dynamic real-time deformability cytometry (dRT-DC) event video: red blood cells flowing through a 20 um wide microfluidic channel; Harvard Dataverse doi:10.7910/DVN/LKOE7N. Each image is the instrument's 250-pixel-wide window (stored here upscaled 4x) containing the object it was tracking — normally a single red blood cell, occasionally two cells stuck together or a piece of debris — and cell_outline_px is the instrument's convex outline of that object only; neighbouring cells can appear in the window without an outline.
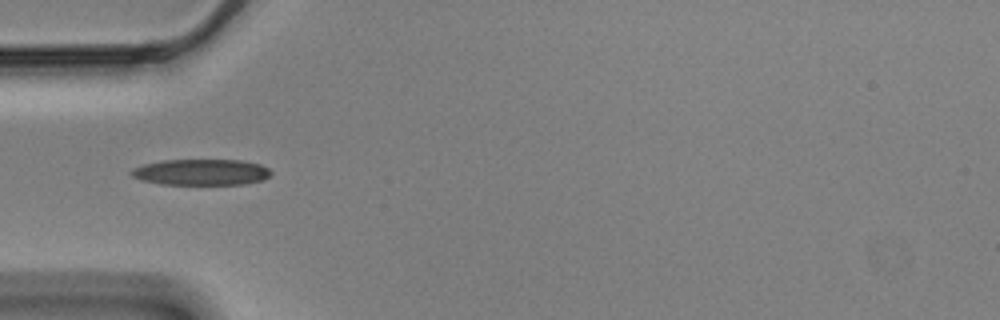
{"species": "Egyptian fruit bat (a non-hibernating species)", "species_latin": "Rousettus aegyptiacus", "temperature_condition": "cold", "stored_images_in_passage": 40, "camera_frame_rate_fps": 3000, "um_per_image_px": 0.085, "animal": {"sex": "male"}, "frame": {"image": 1, "passage_image": 1, "time_ms": 0.0, "image_size_px": [1000, 320], "cell_outline_px": [[272, 172], [264, 180], [244, 184], [160, 184], [140, 180], [132, 176], [128, 172], [132, 168], [144, 164], [160, 160], [240, 160], [260, 164], [268, 168]], "centroid_in_image_um": [17.06, 14.63], "position_along_channel_um": 67.9, "area_um2": 21.33}}
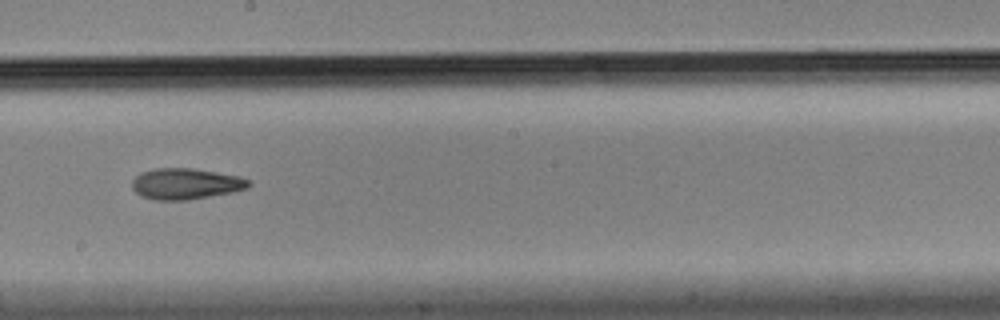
{"frame": {"image": 2, "passage_image": 15, "time_ms": 4.667, "image_size_px": [1000, 320], "cell_outline_px": [[252, 184], [248, 188], [232, 192], [188, 200], [152, 200], [140, 196], [132, 188], [132, 180], [140, 172], [156, 168], [192, 168], [240, 176], [248, 180]], "centroid_in_image_um": [15.77, 15.62], "position_along_channel_um": 232.4, "area_um2": 21.21}}
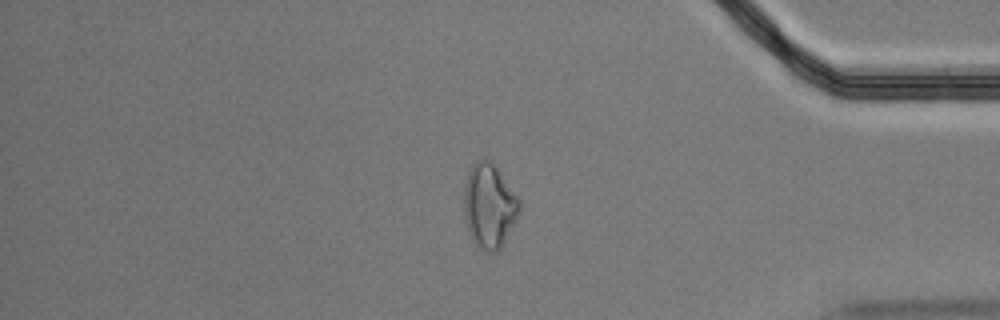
{"frame": {"image": 3, "passage_image": 31, "time_ms": 10.0, "image_size_px": [1000, 320], "cell_outline_px": [[520, 212], [516, 220], [500, 248], [496, 252], [488, 252], [476, 248], [472, 240], [464, 220], [464, 184], [468, 172], [472, 164], [476, 160], [492, 160], [520, 200]], "centroid_in_image_um": [41.56, 17.5], "position_along_channel_um": 393.6, "area_um2": 27.51}, "authors_computed_cell_mechanics": {"area_um2": 21.3282, "velocity_mm_per_s": 3.5077, "shape_relaxation_time_tau1_ms": 10.8468, "shape_relaxation_time_tau2_ms": 6.469, "deformation_change_tau1": 0.2311, "deformation_change_tau2": 0.1586}}